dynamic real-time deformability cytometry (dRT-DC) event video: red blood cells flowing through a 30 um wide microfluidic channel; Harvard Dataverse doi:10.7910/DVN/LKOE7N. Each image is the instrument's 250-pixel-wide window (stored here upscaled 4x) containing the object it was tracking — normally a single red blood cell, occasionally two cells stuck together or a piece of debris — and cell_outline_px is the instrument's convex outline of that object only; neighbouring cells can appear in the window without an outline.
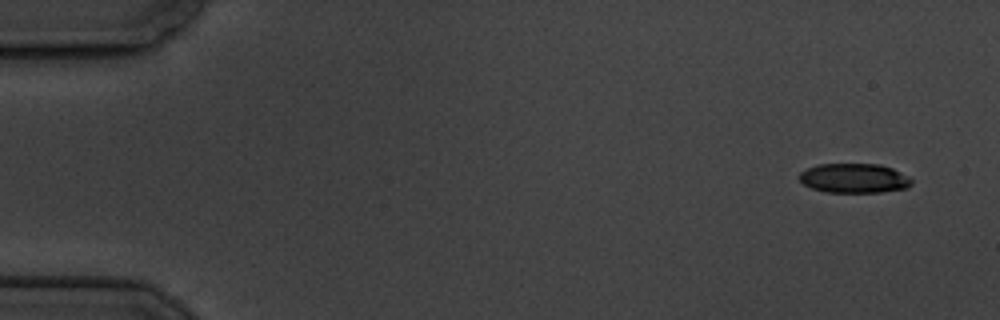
{"species": "common noctule bat (a hibernating species)", "species_latin": "Nyctalus noctula", "temperature_condition": "cold", "stored_images_in_passage": 6, "segment_of_instrument_passage": [1, 2], "camera_frame_rate_fps": 3000, "um_per_image_px": 0.085, "animal": {"sex": "male", "body_mass_g": 19.5, "forearm_length_mm": 54.6}, "frame": {"image": 1, "passage_image": 1, "time_ms": 0.0, "image_size_px": [1000, 320], "cell_outline_px": [[912, 184], [908, 188], [880, 192], [824, 192], [812, 188], [804, 184], [796, 176], [800, 172], [808, 168], [820, 164], [880, 164], [892, 168], [912, 180]], "centroid_in_image_um": [72.57, 15.15], "position_along_channel_um": 12.4, "area_um2": 19.25}}